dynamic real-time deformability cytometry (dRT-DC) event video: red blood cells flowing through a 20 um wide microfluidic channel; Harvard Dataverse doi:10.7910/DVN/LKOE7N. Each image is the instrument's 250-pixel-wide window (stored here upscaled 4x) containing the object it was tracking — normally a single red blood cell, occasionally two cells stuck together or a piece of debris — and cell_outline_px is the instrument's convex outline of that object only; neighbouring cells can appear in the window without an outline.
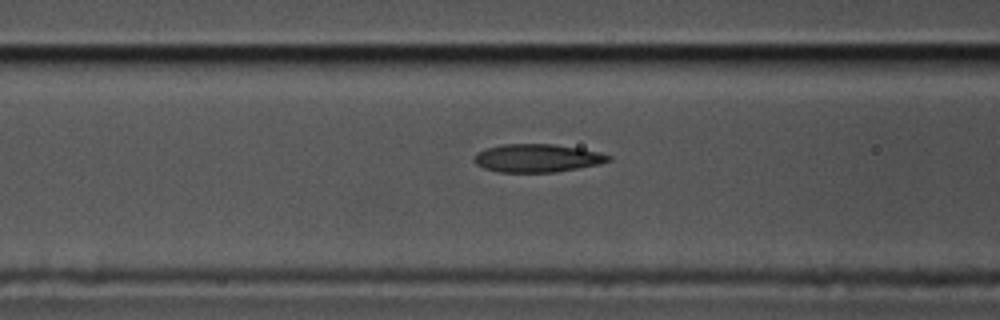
{"species": "common noctule bat (a hibernating species)", "species_latin": "Nyctalus noctula", "temperature_condition": "cold", "stored_images_in_passage": 40, "camera_frame_rate_fps": 3000, "um_per_image_px": 0.085, "animal": {"sex": "male", "body_mass_g": 17.5, "forearm_length_mm": 52.3}, "frame": {"image": 1, "passage_image": 5, "time_ms": 1.333, "image_size_px": [1000, 320], "cell_outline_px": [[612, 160], [600, 164], [556, 172], [500, 172], [484, 168], [476, 164], [472, 160], [472, 156], [476, 152], [488, 148], [504, 144], [552, 144], [580, 148], [600, 152], [612, 156]], "centroid_in_image_um": [45.67, 13.44], "position_along_channel_um": 120.9, "area_um2": 22.14}}
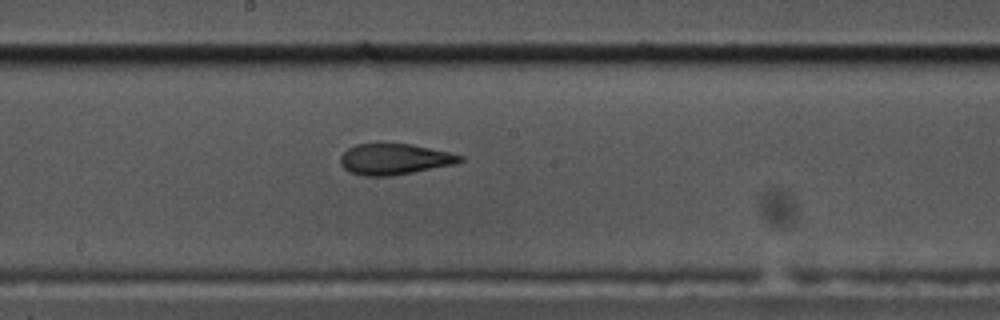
{"frame": {"image": 2, "passage_image": 13, "time_ms": 4.0, "image_size_px": [1000, 320], "cell_outline_px": [[464, 160], [456, 164], [392, 176], [364, 176], [352, 172], [344, 168], [340, 164], [340, 156], [348, 148], [356, 144], [412, 144], [432, 148], [464, 156]], "centroid_in_image_um": [33.55, 13.53], "position_along_channel_um": 214.6, "area_um2": 21.56}}
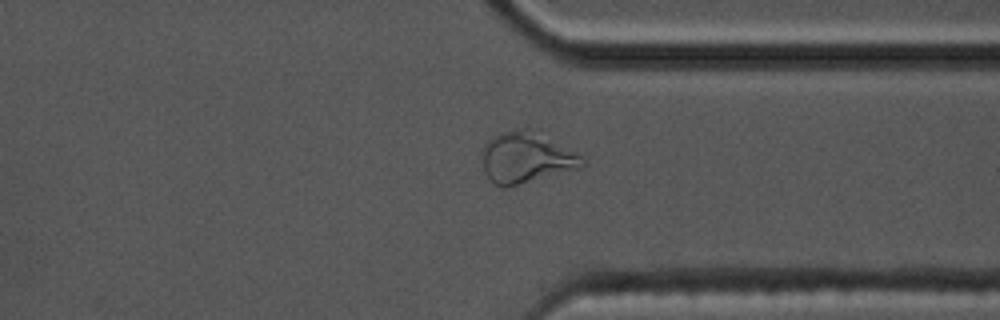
{"frame": {"image": 3, "passage_image": 26, "time_ms": 8.333, "image_size_px": [1000, 320], "cell_outline_px": [[588, 164], [584, 168], [504, 188], [500, 188], [484, 172], [484, 144], [492, 136], [504, 132], [524, 128], [532, 128], [576, 152]], "centroid_in_image_um": [44.8, 13.41], "position_along_channel_um": 366.6, "area_um2": 29.82}}